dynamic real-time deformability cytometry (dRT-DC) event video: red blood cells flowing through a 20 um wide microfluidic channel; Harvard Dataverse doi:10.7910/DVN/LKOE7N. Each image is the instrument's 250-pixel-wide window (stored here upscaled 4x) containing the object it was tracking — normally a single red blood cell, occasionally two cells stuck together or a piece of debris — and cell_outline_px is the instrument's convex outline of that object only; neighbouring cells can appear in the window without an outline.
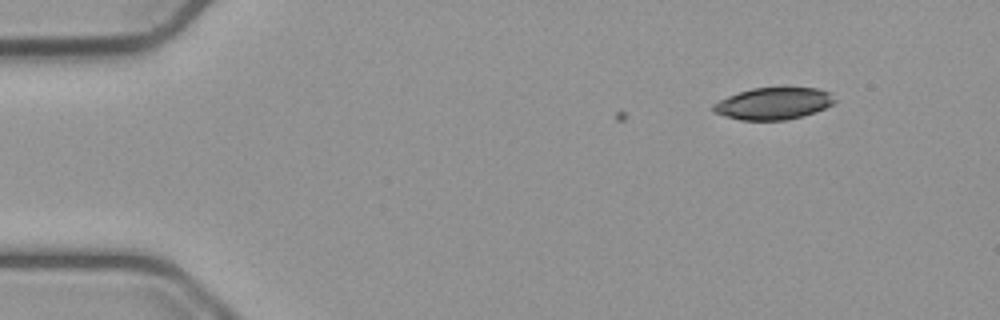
{"species": "common noctule bat (a hibernating species)", "species_latin": "Nyctalus noctula", "temperature_condition": "cold", "stored_images_in_passage": 9, "camera_frame_rate_fps": 3000, "um_per_image_px": 0.085, "animal": {"sex": "male", "body_mass_g": 23.1, "forearm_length_mm": 52.7}, "frame": {"image": 1, "passage_image": 9, "time_ms": 2.667, "image_size_px": [1000, 320], "cell_outline_px": [[836, 100], [832, 104], [816, 112], [804, 116], [784, 120], [740, 120], [712, 112], [712, 104], [728, 96], [752, 88], [816, 88], [832, 92]], "centroid_in_image_um": [65.76, 8.8], "position_along_channel_um": 19.2, "area_um2": 22.6}}